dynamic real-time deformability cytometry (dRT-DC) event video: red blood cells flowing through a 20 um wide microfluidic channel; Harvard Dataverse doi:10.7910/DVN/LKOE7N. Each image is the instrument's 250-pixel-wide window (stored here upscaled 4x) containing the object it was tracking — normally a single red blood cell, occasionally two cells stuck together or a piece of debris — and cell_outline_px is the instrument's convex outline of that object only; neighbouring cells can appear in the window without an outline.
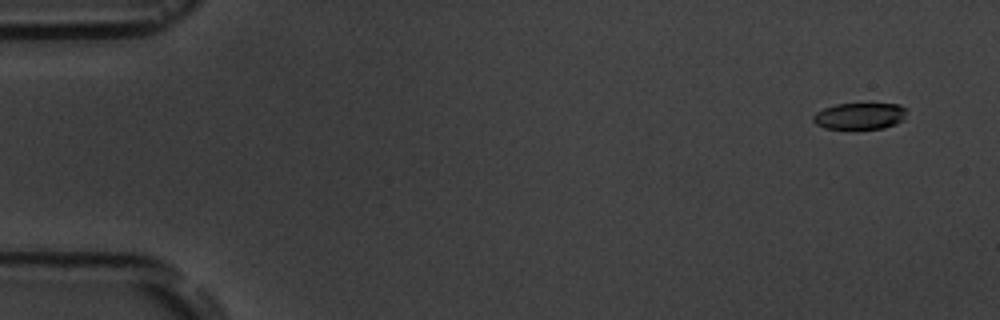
{"species": "common noctule bat (a hibernating species)", "species_latin": "Nyctalus noctula", "temperature_condition": "room temperature", "stored_images_in_passage": 4, "camera_frame_rate_fps": 3000, "um_per_image_px": 0.085, "animal": {"sex": "male", "body_mass_g": 19.5, "forearm_length_mm": 54.6}, "frame": {"image": 1, "passage_image": 1, "time_ms": 0.0, "image_size_px": [1000, 320], "cell_outline_px": [[904, 120], [896, 124], [884, 128], [824, 128], [816, 124], [812, 120], [812, 116], [816, 112], [824, 108], [836, 104], [900, 104], [904, 108]], "centroid_in_image_um": [73.05, 9.86], "position_along_channel_um": 11.9, "area_um2": 14.28}}
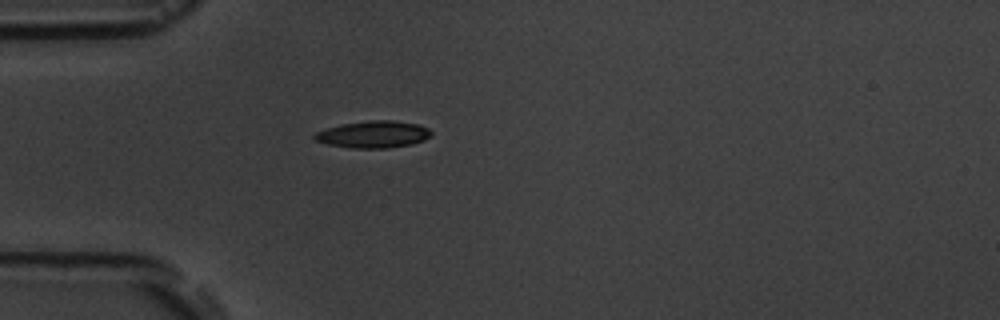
{"frame": {"image": 2, "passage_image": 4, "time_ms": 4.333, "image_size_px": [1000, 320], "cell_outline_px": [[432, 132], [424, 140], [412, 144], [388, 148], [352, 148], [328, 144], [316, 140], [312, 136], [316, 132], [328, 128], [344, 124], [368, 120], [392, 120], [416, 124], [428, 128]], "centroid_in_image_um": [31.74, 11.42], "position_along_channel_um": 53.3, "area_um2": 18.09}}